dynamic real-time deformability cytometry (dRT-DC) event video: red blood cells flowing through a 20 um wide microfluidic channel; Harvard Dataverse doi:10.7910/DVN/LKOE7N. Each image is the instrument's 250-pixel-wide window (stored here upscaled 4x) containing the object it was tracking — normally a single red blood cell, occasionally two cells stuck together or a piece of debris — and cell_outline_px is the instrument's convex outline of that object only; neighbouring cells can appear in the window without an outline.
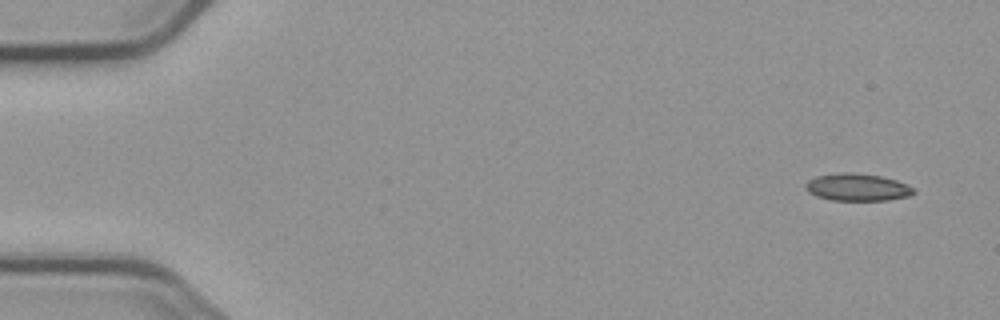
{"species": "common noctule bat (a hibernating species)", "species_latin": "Nyctalus noctula", "temperature_condition": "cold", "stored_images_in_passage": 6, "camera_frame_rate_fps": 3000, "um_per_image_px": 0.085, "animal": {"sex": "male", "body_mass_g": 23.1, "forearm_length_mm": 52.7}, "frame": {"image": 1, "passage_image": 1, "time_ms": 0.0, "image_size_px": [1000, 320], "cell_outline_px": [[916, 192], [908, 196], [888, 200], [832, 200], [816, 196], [808, 192], [804, 184], [808, 180], [816, 176], [844, 172], [852, 172], [880, 176], [896, 180], [908, 184]], "centroid_in_image_um": [72.86, 15.91], "position_along_channel_um": 12.1, "area_um2": 17.17}}
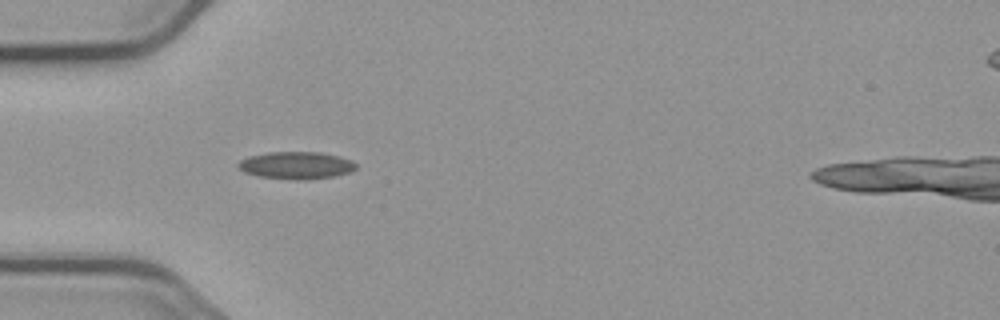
{"frame": {"image": 2, "passage_image": 5, "time_ms": 4.667, "image_size_px": [1000, 320], "cell_outline_px": [[356, 168], [352, 172], [336, 176], [308, 180], [296, 180], [260, 176], [244, 172], [236, 164], [240, 160], [248, 156], [268, 152], [320, 152], [340, 156], [352, 160], [356, 164]], "centroid_in_image_um": [25.22, 14.05], "position_along_channel_um": 59.8, "area_um2": 18.96}}
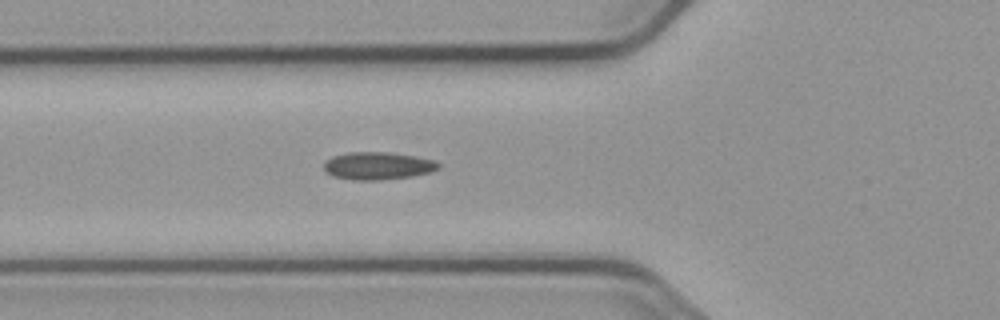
{"frame": {"image": 3, "passage_image": 6, "time_ms": 5.667, "image_size_px": [1000, 320], "cell_outline_px": [[440, 168], [432, 172], [412, 176], [380, 180], [352, 180], [332, 176], [324, 168], [324, 164], [332, 156], [348, 152], [388, 152], [416, 156], [436, 160], [440, 164]], "centroid_in_image_um": [32.16, 14.09], "position_along_channel_um": 93.6, "area_um2": 18.55}}